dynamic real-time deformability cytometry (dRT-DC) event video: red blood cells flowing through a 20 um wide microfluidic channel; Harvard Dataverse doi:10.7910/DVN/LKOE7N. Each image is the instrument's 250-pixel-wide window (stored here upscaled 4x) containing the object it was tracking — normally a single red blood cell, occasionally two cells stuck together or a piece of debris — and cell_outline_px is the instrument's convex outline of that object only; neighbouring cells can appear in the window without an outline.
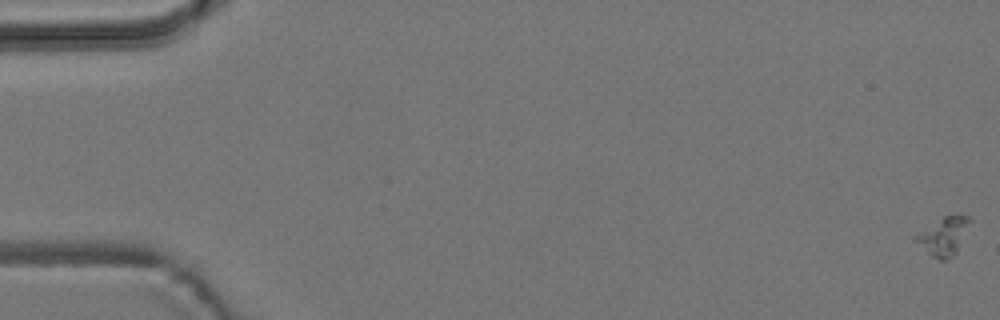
{"species": "common noctule bat (a hibernating species)", "species_latin": "Nyctalus noctula", "temperature_condition": "room temperature", "stored_images_in_passage": 5, "camera_frame_rate_fps": 3000, "um_per_image_px": 0.085, "animal": {"sex": "male", "body_mass_g": 19.2, "forearm_length_mm": 51.8}, "frame": {"image": 1, "passage_image": 1, "time_ms": 0.0, "image_size_px": [1000, 320], "cell_outline_px": [[972, 220], [956, 252], [952, 256], [944, 260], [940, 260], [932, 256], [916, 240], [916, 236], [944, 216], [968, 216]], "centroid_in_image_um": [80.28, 20.08], "position_along_channel_um": 4.7, "area_um2": 11.16}}
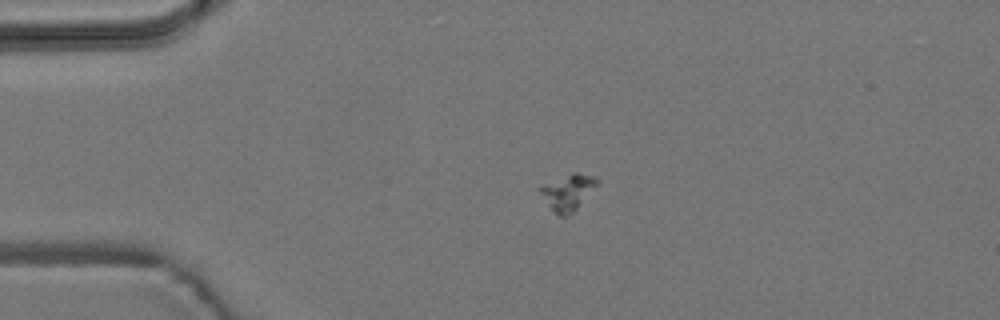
{"frame": {"image": 2, "passage_image": 4, "time_ms": 4.333, "image_size_px": [1000, 320], "cell_outline_px": [[600, 180], [576, 208], [572, 212], [564, 216], [560, 216], [548, 204], [536, 188], [572, 172], [576, 172], [592, 176]], "centroid_in_image_um": [48.24, 16.3], "position_along_channel_um": 36.8, "area_um2": 11.33}}